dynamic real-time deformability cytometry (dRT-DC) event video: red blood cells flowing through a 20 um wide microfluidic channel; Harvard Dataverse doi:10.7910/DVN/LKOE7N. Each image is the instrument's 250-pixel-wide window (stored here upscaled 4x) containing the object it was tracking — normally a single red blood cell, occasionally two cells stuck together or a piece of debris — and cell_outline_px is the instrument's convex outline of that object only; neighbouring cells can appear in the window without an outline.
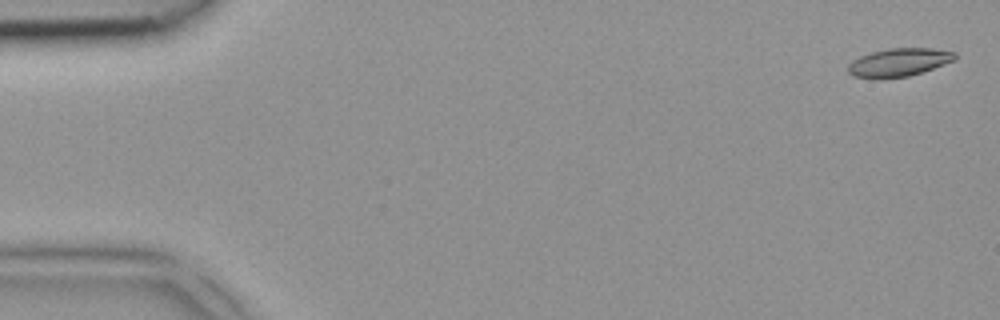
{"species": "common noctule bat (a hibernating species)", "species_latin": "Nyctalus noctula", "temperature_condition": "room temperature", "stored_images_in_passage": 5, "camera_frame_rate_fps": 3000, "um_per_image_px": 0.085, "animal": {"sex": "female", "body_mass_g": 18.4}, "frame": {"image": 1, "passage_image": 1, "time_ms": 0.0, "image_size_px": [1000, 320], "cell_outline_px": [[956, 60], [908, 76], [876, 80], [852, 76], [848, 72], [848, 64], [852, 60], [860, 56], [872, 52], [888, 48], [932, 48], [956, 52]], "centroid_in_image_um": [76.36, 5.31], "position_along_channel_um": 8.6, "area_um2": 17.74}}
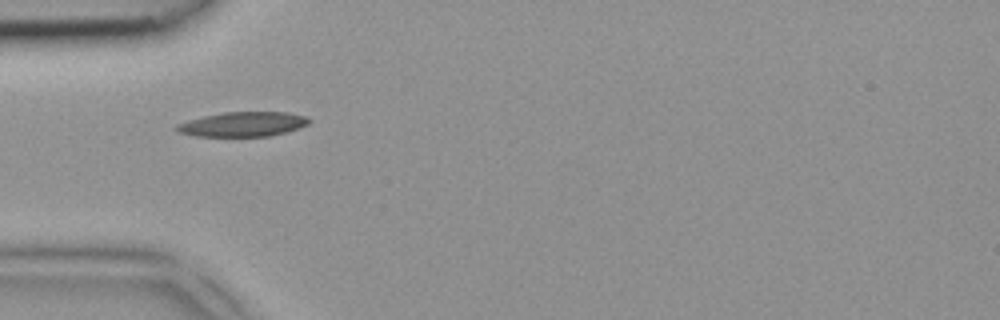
{"frame": {"image": 2, "passage_image": 4, "time_ms": 1.0, "image_size_px": [1000, 320], "cell_outline_px": [[312, 120], [308, 124], [300, 128], [288, 132], [268, 136], [192, 136], [176, 132], [176, 124], [188, 120], [204, 116], [224, 112], [288, 112], [304, 116]], "centroid_in_image_um": [20.64, 10.56], "position_along_channel_um": 64.4, "area_um2": 19.13}}